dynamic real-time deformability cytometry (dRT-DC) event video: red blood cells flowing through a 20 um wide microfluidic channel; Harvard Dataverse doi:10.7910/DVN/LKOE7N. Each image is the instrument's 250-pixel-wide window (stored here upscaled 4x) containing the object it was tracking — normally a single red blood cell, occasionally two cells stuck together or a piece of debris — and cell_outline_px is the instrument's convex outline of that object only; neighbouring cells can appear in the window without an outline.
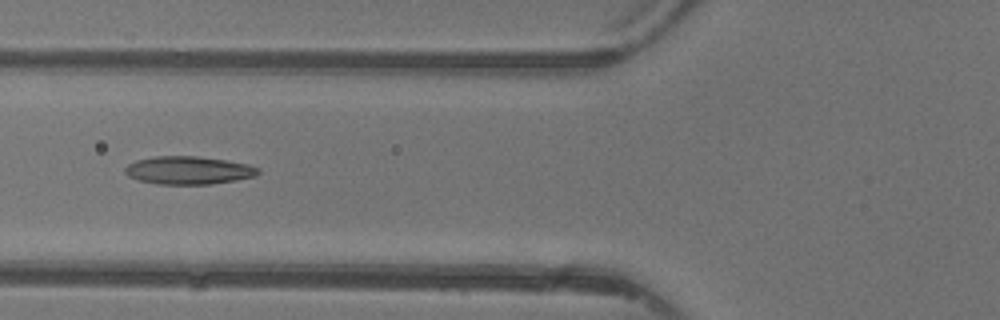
{"species": "common noctule bat (a hibernating species)", "species_latin": "Nyctalus noctula", "temperature_condition": "warm", "stored_images_in_passage": 4, "camera_frame_rate_fps": 3000, "um_per_image_px": 0.085, "animal": {"sex": "female"}, "frame": {"image": 1, "passage_image": 4, "time_ms": 3.333, "image_size_px": [1000, 320], "cell_outline_px": [[260, 172], [256, 176], [236, 180], [212, 184], [156, 184], [140, 180], [128, 176], [124, 172], [124, 168], [128, 164], [136, 160], [156, 156], [196, 156], [228, 160], [248, 164], [260, 168]], "centroid_in_image_um": [16.04, 14.47], "position_along_channel_um": 109.8, "area_um2": 21.85}}